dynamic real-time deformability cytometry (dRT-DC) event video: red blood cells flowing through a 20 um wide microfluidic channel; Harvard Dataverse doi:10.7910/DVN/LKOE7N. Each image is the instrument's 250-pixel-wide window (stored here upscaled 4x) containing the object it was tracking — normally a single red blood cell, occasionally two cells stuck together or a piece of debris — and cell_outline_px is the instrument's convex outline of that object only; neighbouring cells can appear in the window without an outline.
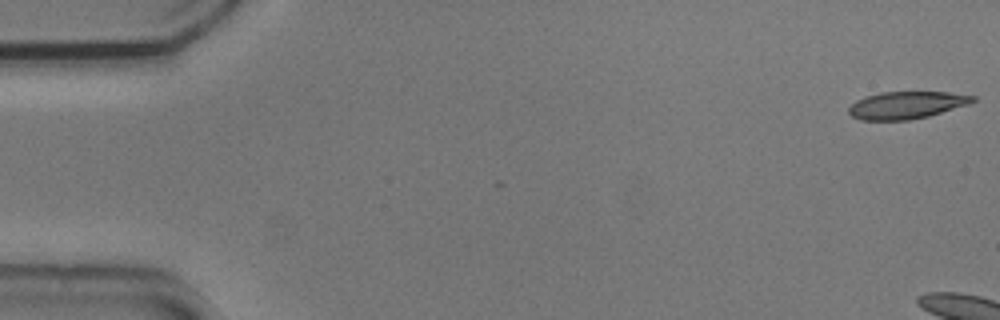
{"species": "common noctule bat (a hibernating species)", "species_latin": "Nyctalus noctula", "temperature_condition": "cold", "stored_images_in_passage": 12, "camera_frame_rate_fps": 3000, "um_per_image_px": 0.085, "animal": {"sex": "male", "body_mass_g": 20.5, "forearm_length_mm": 52.5}, "frame": {"image": 1, "passage_image": 1, "time_ms": 0.0, "image_size_px": [1000, 320], "cell_outline_px": [[976, 100], [968, 104], [928, 116], [908, 120], [860, 120], [852, 116], [848, 112], [848, 108], [856, 100], [880, 92], [948, 92], [976, 96]], "centroid_in_image_um": [77.04, 8.93], "position_along_channel_um": 8.0, "area_um2": 19.59}}